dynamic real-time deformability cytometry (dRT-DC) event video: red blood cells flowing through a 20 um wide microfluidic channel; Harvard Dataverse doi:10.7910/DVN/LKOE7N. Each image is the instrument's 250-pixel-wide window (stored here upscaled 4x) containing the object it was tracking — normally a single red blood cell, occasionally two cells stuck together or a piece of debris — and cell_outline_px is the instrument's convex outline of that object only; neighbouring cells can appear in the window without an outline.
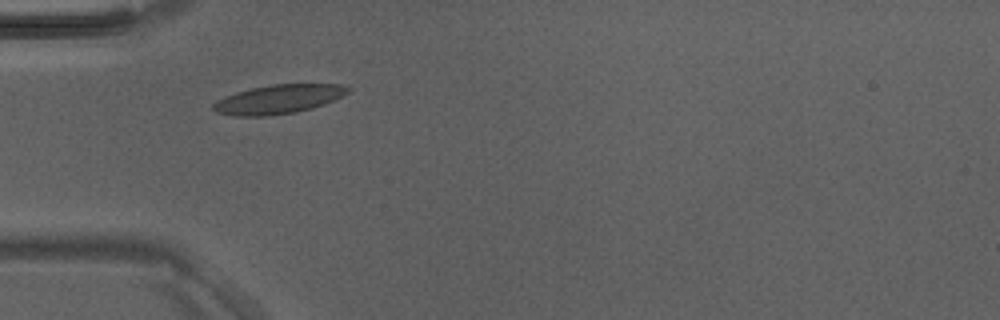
{"species": "Egyptian fruit bat (a non-hibernating species)", "species_latin": "Rousettus aegyptiacus", "temperature_condition": "room temperature", "stored_images_in_passage": 5, "camera_frame_rate_fps": 3000, "um_per_image_px": 0.085, "animal": {"sex": "male"}, "frame": {"image": 1, "passage_image": 2, "time_ms": 0.333, "image_size_px": [1000, 320], "cell_outline_px": [[348, 92], [324, 104], [312, 108], [296, 112], [264, 116], [232, 116], [216, 112], [212, 108], [212, 104], [216, 100], [236, 92], [252, 88], [272, 84], [340, 84], [348, 88]], "centroid_in_image_um": [23.6, 8.44], "position_along_channel_um": 61.4, "area_um2": 22.54}}
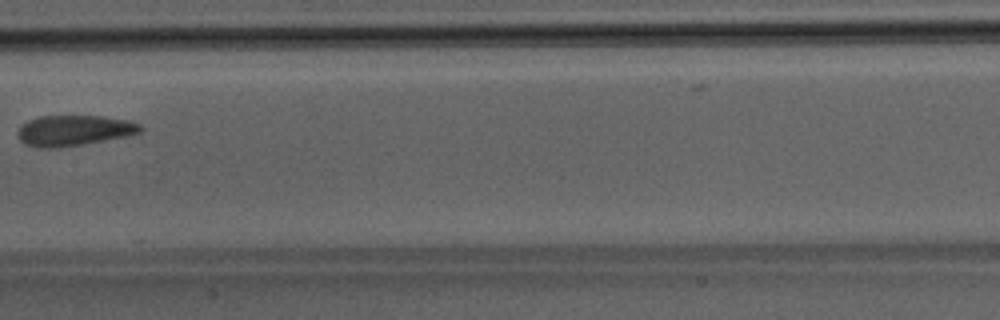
{"frame": {"image": 2, "passage_image": 5, "time_ms": 1.333, "image_size_px": [1000, 320], "cell_outline_px": [[144, 128], [140, 132], [128, 136], [84, 144], [60, 148], [40, 148], [24, 144], [16, 136], [16, 132], [28, 120], [40, 116], [100, 116], [128, 120], [140, 124]], "centroid_in_image_um": [6.28, 11.1], "position_along_channel_um": 201.1, "area_um2": 22.02}}